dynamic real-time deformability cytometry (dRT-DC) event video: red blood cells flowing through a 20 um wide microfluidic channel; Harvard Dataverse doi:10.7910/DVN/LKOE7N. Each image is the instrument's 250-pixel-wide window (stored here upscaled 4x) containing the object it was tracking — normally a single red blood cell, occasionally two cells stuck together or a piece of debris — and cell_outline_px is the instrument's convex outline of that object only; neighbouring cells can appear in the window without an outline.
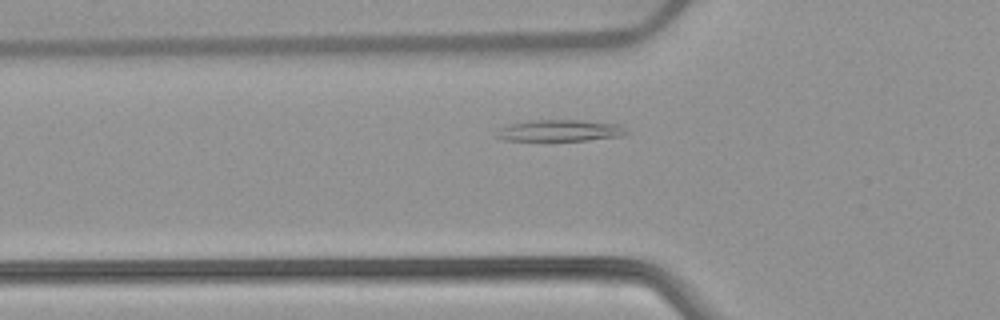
{"species": "common noctule bat (a hibernating species)", "species_latin": "Nyctalus noctula", "temperature_condition": "warm", "stored_images_in_passage": 41, "camera_frame_rate_fps": 3000, "um_per_image_px": 0.085, "animal": {"sex": "female", "body_mass_g": 22.7, "forearm_length_mm": 54.2}, "frame": {"image": 1, "passage_image": 12, "time_ms": 3.667, "image_size_px": [1000, 320], "cell_outline_px": [[632, 132], [620, 136], [588, 140], [500, 140], [492, 136], [500, 128], [508, 124], [528, 120], [580, 120], [620, 124]], "centroid_in_image_um": [47.57, 11.09], "position_along_channel_um": 78.2, "area_um2": 16.53}}
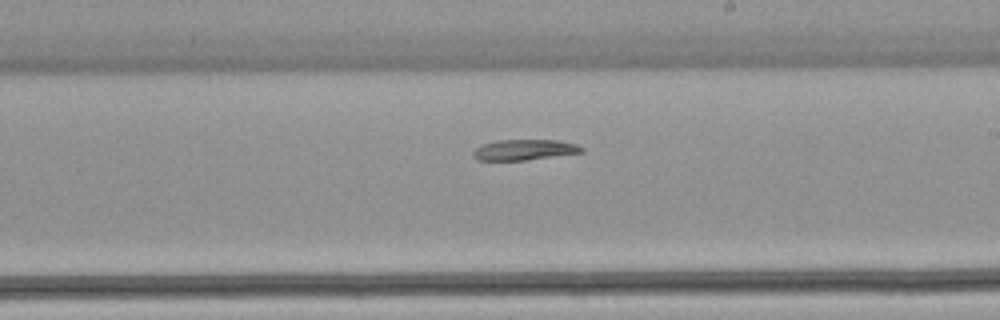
{"frame": {"image": 2, "passage_image": 25, "time_ms": 8.0, "image_size_px": [1000, 320], "cell_outline_px": [[584, 152], [524, 160], [476, 160], [472, 156], [472, 152], [476, 148], [484, 144], [496, 140], [556, 140], [576, 144], [584, 148]], "centroid_in_image_um": [44.55, 12.73], "position_along_channel_um": 244.4, "area_um2": 12.95}}
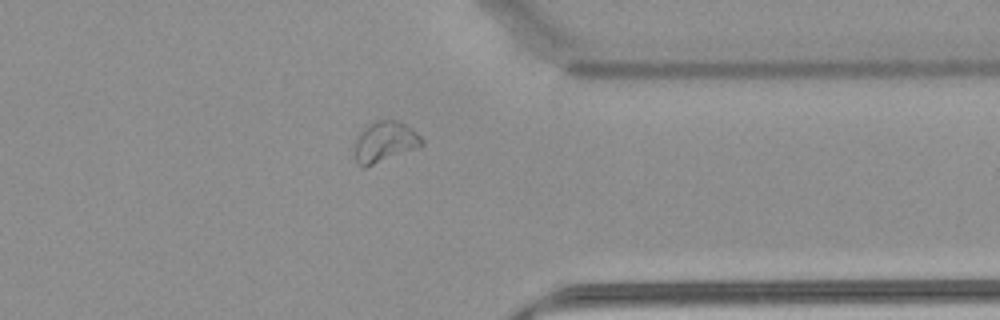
{"frame": {"image": 3, "passage_image": 36, "time_ms": 11.667, "image_size_px": [1000, 320], "cell_outline_px": [[424, 144], [364, 168], [356, 164], [352, 152], [356, 136], [368, 124], [376, 120], [396, 120], [404, 124], [416, 132], [424, 140]], "centroid_in_image_um": [32.62, 12.06], "position_along_channel_um": 378.8, "area_um2": 15.95}}